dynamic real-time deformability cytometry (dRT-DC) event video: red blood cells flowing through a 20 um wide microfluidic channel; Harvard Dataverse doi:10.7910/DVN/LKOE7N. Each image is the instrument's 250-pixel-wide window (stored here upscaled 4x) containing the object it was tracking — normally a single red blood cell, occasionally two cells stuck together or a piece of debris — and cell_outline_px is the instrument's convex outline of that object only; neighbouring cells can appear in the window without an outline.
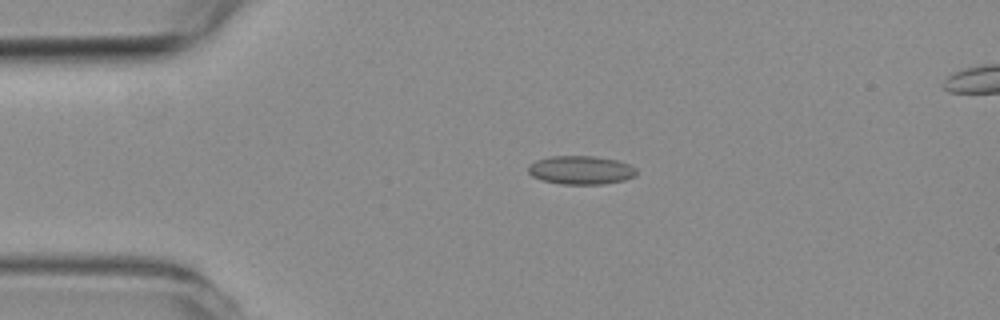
{"species": "common noctule bat (a hibernating species)", "species_latin": "Nyctalus noctula", "temperature_condition": "room temperature", "stored_images_in_passage": 5, "segment_of_instrument_passage": [1, 2], "camera_frame_rate_fps": 3000, "um_per_image_px": 0.085, "animal": {"sex": "female", "body_mass_g": 19.3, "forearm_length_mm": 54.1}, "frame": {"image": 1, "passage_image": 3, "time_ms": 2.333, "image_size_px": [1000, 320], "cell_outline_px": [[636, 176], [624, 180], [600, 184], [560, 184], [540, 180], [532, 176], [528, 172], [528, 164], [536, 160], [548, 156], [596, 156], [620, 160], [636, 168]], "centroid_in_image_um": [49.35, 14.45], "position_along_channel_um": 35.6, "area_um2": 18.26}}